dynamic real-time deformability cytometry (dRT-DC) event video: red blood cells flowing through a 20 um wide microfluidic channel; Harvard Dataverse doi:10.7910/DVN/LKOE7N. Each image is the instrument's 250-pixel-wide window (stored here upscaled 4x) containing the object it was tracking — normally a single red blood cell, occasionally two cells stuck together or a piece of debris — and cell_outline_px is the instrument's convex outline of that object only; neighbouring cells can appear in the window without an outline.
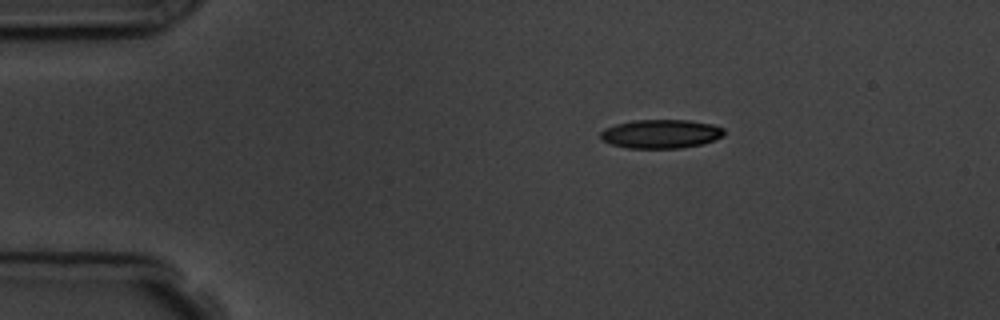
{"species": "common noctule bat (a hibernating species)", "species_latin": "Nyctalus noctula", "temperature_condition": "room temperature", "stored_images_in_passage": 4, "camera_frame_rate_fps": 3000, "um_per_image_px": 0.085, "animal": {"sex": "male", "body_mass_g": 19.5, "forearm_length_mm": 54.6}, "frame": {"image": 1, "passage_image": 1, "time_ms": 0.0, "image_size_px": [1000, 320], "cell_outline_px": [[724, 136], [700, 144], [680, 148], [628, 148], [612, 144], [604, 140], [600, 136], [600, 132], [604, 128], [616, 124], [632, 120], [688, 120], [712, 124], [724, 128]], "centroid_in_image_um": [56.17, 11.37], "position_along_channel_um": 28.8, "area_um2": 20.63}}
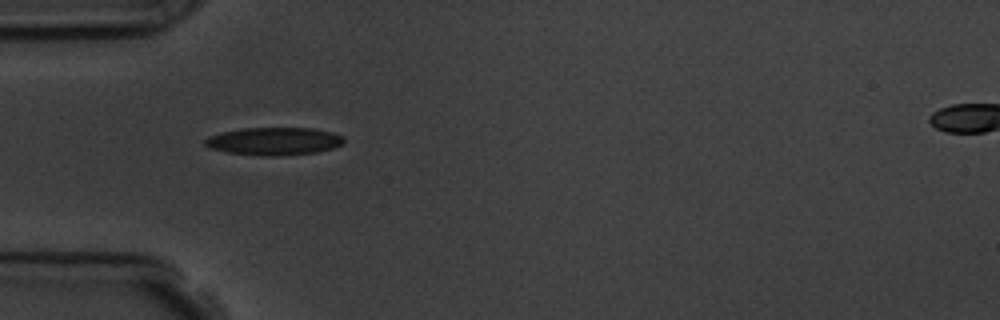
{"frame": {"image": 2, "passage_image": 3, "time_ms": 2.333, "image_size_px": [1000, 320], "cell_outline_px": [[344, 144], [332, 148], [316, 152], [228, 152], [212, 148], [204, 144], [204, 140], [208, 136], [220, 132], [240, 128], [316, 128], [332, 132], [344, 136]], "centroid_in_image_um": [23.33, 11.92], "position_along_channel_um": 61.7, "area_um2": 21.1}}